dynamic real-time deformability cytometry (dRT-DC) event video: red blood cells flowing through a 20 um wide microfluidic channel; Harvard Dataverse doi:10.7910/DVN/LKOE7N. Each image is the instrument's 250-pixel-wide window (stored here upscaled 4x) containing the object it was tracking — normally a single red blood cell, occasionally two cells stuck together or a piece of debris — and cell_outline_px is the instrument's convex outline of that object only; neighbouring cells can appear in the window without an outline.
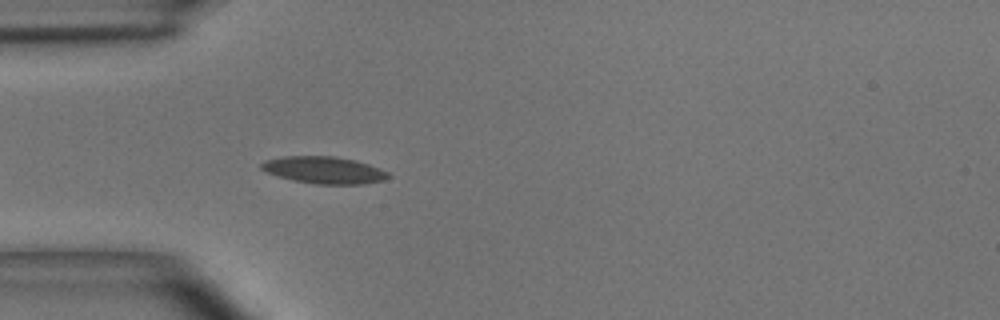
{"species": "common noctule bat (a hibernating species)", "species_latin": "Nyctalus noctula", "temperature_condition": "room temperature", "stored_images_in_passage": 5, "camera_frame_rate_fps": 3000, "um_per_image_px": 0.085, "animal": {"sex": "male", "body_mass_g": 15.6}, "frame": {"image": 1, "passage_image": 1, "time_ms": 0.0, "image_size_px": [1000, 320], "cell_outline_px": [[392, 176], [384, 180], [364, 184], [312, 184], [292, 180], [268, 172], [260, 168], [260, 164], [264, 160], [284, 156], [332, 156], [356, 160], [368, 164], [388, 172]], "centroid_in_image_um": [27.55, 14.46], "position_along_channel_um": 57.4, "area_um2": 20.0}}